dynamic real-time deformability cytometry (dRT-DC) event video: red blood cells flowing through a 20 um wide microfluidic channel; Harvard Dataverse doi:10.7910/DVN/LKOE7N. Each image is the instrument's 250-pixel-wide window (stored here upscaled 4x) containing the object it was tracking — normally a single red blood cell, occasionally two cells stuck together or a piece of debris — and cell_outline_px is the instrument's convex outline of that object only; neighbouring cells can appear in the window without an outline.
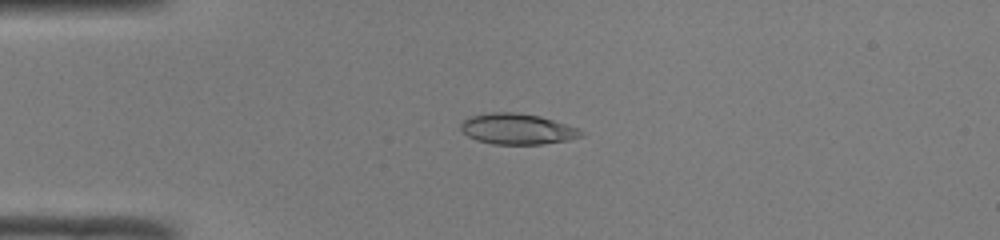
{"species": "common noctule bat (a hibernating species)", "species_latin": "Nyctalus noctula", "temperature_condition": "room temperature", "stored_images_in_passage": 32, "camera_frame_rate_fps": 3000, "um_per_image_px": 0.085, "animal": {"sex": "male", "body_mass_g": 19.0, "forearm_length_mm": 50.8}, "frame": {"image": 1, "passage_image": 3, "time_ms": 0.667, "image_size_px": [1000, 240], "cell_outline_px": [[584, 136], [568, 140], [540, 144], [492, 144], [476, 140], [468, 136], [460, 128], [460, 124], [464, 120], [472, 116], [492, 112], [516, 112], [540, 116], [580, 128], [584, 132]], "centroid_in_image_um": [44.01, 10.96], "position_along_channel_um": 41.0, "area_um2": 21.62}}
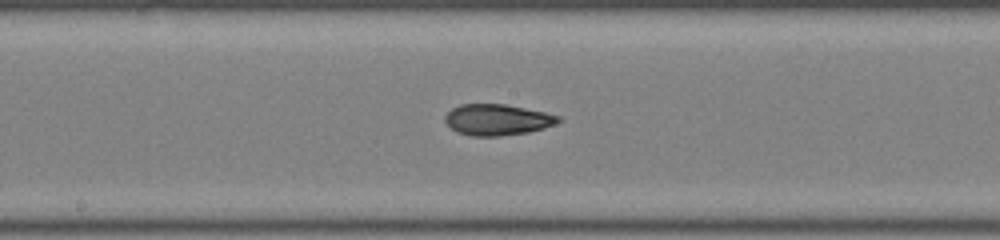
{"frame": {"image": 2, "passage_image": 17, "time_ms": 5.333, "image_size_px": [1000, 240], "cell_outline_px": [[564, 120], [544, 128], [528, 132], [500, 136], [472, 136], [456, 132], [444, 120], [444, 116], [452, 108], [460, 104], [504, 104], [544, 112], [560, 116]], "centroid_in_image_um": [42.27, 10.18], "position_along_channel_um": 205.9, "area_um2": 20.52}}
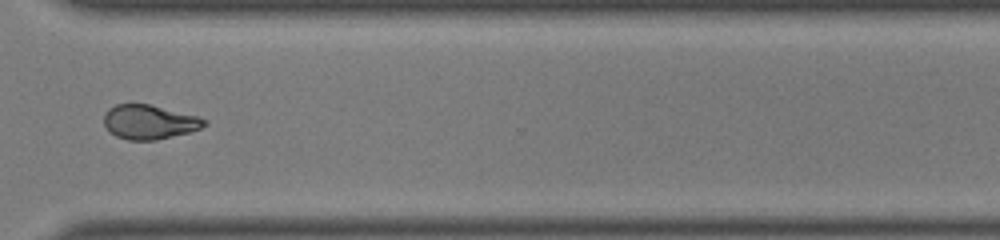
{"frame": {"image": 3, "passage_image": 28, "time_ms": 9.0, "image_size_px": [1000, 240], "cell_outline_px": [[208, 124], [200, 128], [188, 132], [156, 140], [128, 140], [116, 136], [108, 132], [104, 124], [104, 112], [108, 108], [116, 104], [148, 104], [196, 116], [208, 120]], "centroid_in_image_um": [12.64, 10.37], "position_along_channel_um": 358.0, "area_um2": 20.0}, "authors_computed_cell_mechanics": {"area_um2": 20.5768, "velocity_mm_per_s": 4.1333, "shape_relaxation_time_tau1_ms": null, "shape_relaxation_time_tau2_ms": 1.7854, "deformation_change_tau1": null, "deformation_change_tau2": 0.0605}}